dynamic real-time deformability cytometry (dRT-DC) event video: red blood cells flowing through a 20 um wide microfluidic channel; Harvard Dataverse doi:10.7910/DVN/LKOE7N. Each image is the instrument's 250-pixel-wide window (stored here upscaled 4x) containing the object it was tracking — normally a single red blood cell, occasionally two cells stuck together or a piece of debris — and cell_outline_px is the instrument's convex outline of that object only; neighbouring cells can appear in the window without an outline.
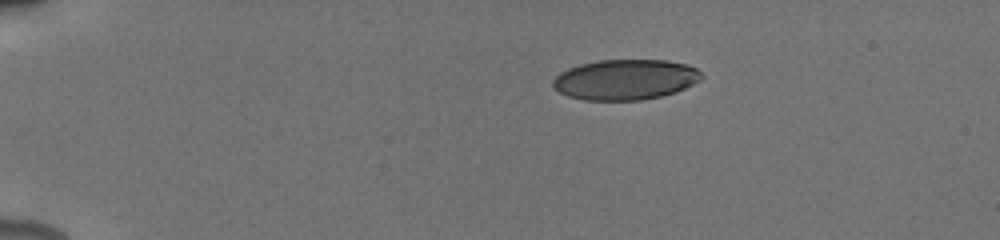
{"species": "human", "species_latin": "Homo sapiens", "temperature_condition": "cold", "stored_images_in_passage": 17, "camera_frame_rate_fps": 3000, "um_per_image_px": 0.085, "donor": {"sex": "male"}, "frame": {"image": 1, "passage_image": 1, "time_ms": 0.0, "image_size_px": [1000, 240], "cell_outline_px": [[704, 76], [700, 80], [676, 92], [660, 96], [640, 100], [584, 100], [568, 96], [560, 92], [552, 84], [552, 80], [560, 72], [568, 68], [580, 64], [596, 60], [668, 60], [688, 64], [696, 68]], "centroid_in_image_um": [53.15, 6.75], "position_along_channel_um": 31.8, "area_um2": 35.03}}
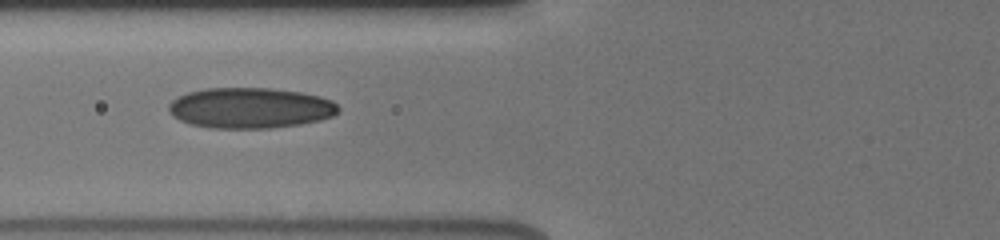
{"frame": {"image": 2, "passage_image": 9, "time_ms": 4.0, "image_size_px": [1000, 240], "cell_outline_px": [[340, 112], [332, 116], [320, 120], [300, 124], [272, 128], [212, 128], [192, 124], [180, 120], [172, 116], [168, 108], [168, 104], [172, 100], [188, 92], [204, 88], [268, 88], [300, 92], [320, 96], [332, 100], [340, 108]], "centroid_in_image_um": [21.28, 9.17], "position_along_channel_um": 104.5, "area_um2": 40.23}}
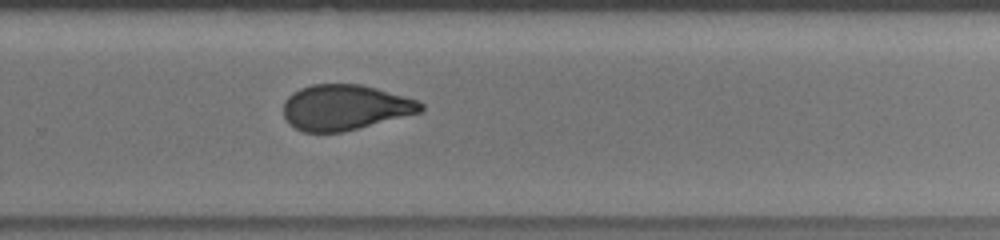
{"frame": {"image": 3, "passage_image": 17, "time_ms": 9.0, "image_size_px": [1000, 240], "cell_outline_px": [[424, 108], [420, 112], [344, 132], [304, 132], [288, 124], [284, 116], [284, 100], [292, 92], [300, 88], [312, 84], [360, 84], [376, 88], [404, 96], [416, 100], [424, 104]], "centroid_in_image_um": [29.29, 9.13], "position_along_channel_um": 300.5, "area_um2": 36.3}}